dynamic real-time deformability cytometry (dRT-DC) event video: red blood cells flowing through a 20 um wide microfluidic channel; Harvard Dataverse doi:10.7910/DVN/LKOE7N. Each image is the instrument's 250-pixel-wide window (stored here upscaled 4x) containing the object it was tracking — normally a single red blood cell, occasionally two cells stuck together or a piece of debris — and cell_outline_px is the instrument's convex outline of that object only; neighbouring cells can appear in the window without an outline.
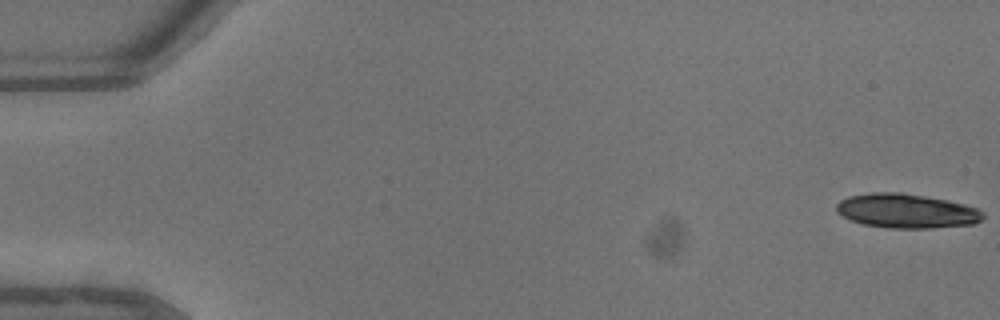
{"species": "common noctule bat (a hibernating species)", "species_latin": "Nyctalus noctula", "temperature_condition": "warm", "stored_images_in_passage": 28, "camera_frame_rate_fps": 3000, "um_per_image_px": 0.085, "animal": {"sex": "male", "body_mass_g": 13.3}, "frame": {"image": 1, "passage_image": 1, "time_ms": 0.0, "image_size_px": [1000, 320], "cell_outline_px": [[984, 216], [980, 220], [972, 224], [928, 228], [888, 228], [864, 224], [852, 220], [836, 212], [836, 204], [840, 200], [848, 196], [872, 192], [900, 192], [924, 196], [964, 204], [976, 208], [984, 212]], "centroid_in_image_um": [77.02, 17.92], "position_along_channel_um": 8.0, "area_um2": 29.07}}
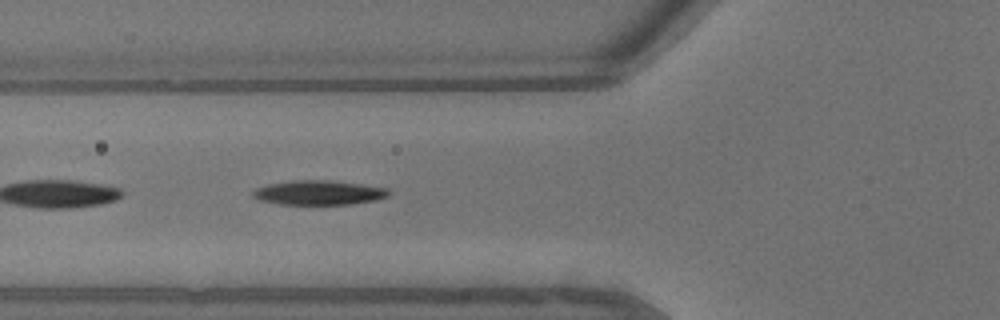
{"frame": {"image": 2, "passage_image": 18, "time_ms": 5.667, "image_size_px": [1000, 320], "cell_outline_px": [[388, 196], [372, 200], [348, 204], [280, 204], [260, 200], [252, 196], [252, 192], [256, 188], [268, 184], [292, 180], [332, 180], [388, 188]], "centroid_in_image_um": [27.05, 16.36], "position_along_channel_um": 98.8, "area_um2": 19.13}}
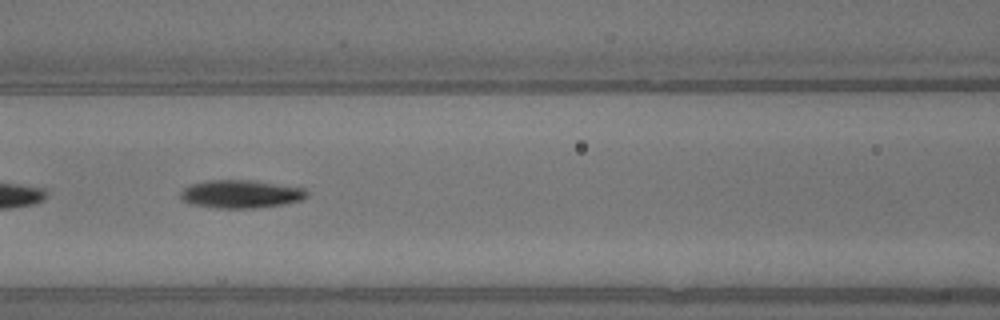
{"frame": {"image": 3, "passage_image": 21, "time_ms": 6.667, "image_size_px": [1000, 320], "cell_outline_px": [[308, 196], [300, 200], [284, 204], [256, 208], [216, 208], [188, 204], [180, 200], [180, 192], [184, 188], [192, 184], [208, 180], [256, 180], [304, 188], [308, 192]], "centroid_in_image_um": [20.45, 16.49], "position_along_channel_um": 146.2, "area_um2": 20.92}}